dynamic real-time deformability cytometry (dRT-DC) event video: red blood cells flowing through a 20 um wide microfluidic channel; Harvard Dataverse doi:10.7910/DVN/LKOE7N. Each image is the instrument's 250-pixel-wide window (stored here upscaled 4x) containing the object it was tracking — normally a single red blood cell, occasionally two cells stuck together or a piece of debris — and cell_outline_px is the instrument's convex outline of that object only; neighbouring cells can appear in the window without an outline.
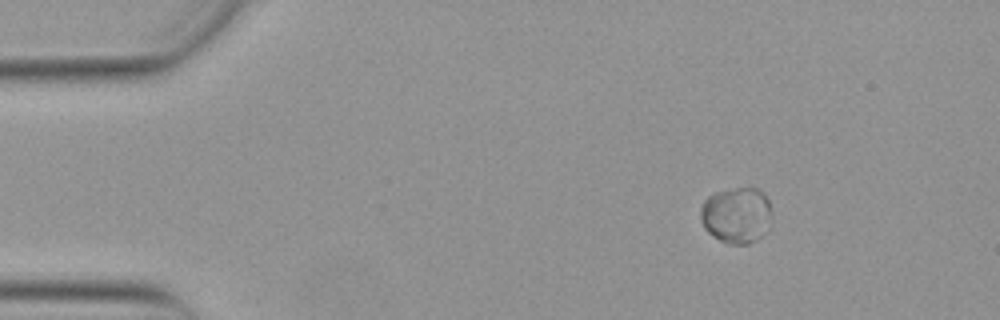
{"species": "Egyptian fruit bat (a non-hibernating species)", "species_latin": "Rousettus aegyptiacus", "temperature_condition": "warm", "stored_images_in_passage": 10, "camera_frame_rate_fps": 3000, "um_per_image_px": 0.085, "animal": {"sex": "female"}, "frame": {"image": 1, "passage_image": 1, "time_ms": 0.0, "image_size_px": [1000, 320], "cell_outline_px": [[768, 232], [756, 240], [748, 244], [732, 244], [720, 240], [712, 236], [704, 228], [700, 220], [700, 208], [704, 200], [708, 196], [716, 192], [736, 188], [756, 188], [768, 200]], "centroid_in_image_um": [62.54, 18.31], "position_along_channel_um": 22.5, "area_um2": 23.0}}
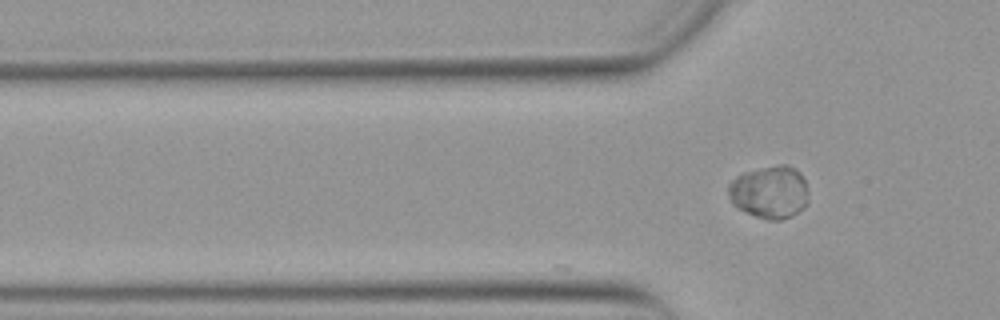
{"frame": {"image": 2, "passage_image": 10, "time_ms": 3.0, "image_size_px": [1000, 320], "cell_outline_px": [[808, 200], [804, 208], [792, 216], [780, 220], [768, 220], [756, 216], [740, 208], [728, 196], [728, 184], [736, 176], [744, 172], [780, 164], [788, 164], [796, 168], [800, 172], [804, 180], [808, 192]], "centroid_in_image_um": [65.46, 16.31], "position_along_channel_um": 60.3, "area_um2": 24.57}}